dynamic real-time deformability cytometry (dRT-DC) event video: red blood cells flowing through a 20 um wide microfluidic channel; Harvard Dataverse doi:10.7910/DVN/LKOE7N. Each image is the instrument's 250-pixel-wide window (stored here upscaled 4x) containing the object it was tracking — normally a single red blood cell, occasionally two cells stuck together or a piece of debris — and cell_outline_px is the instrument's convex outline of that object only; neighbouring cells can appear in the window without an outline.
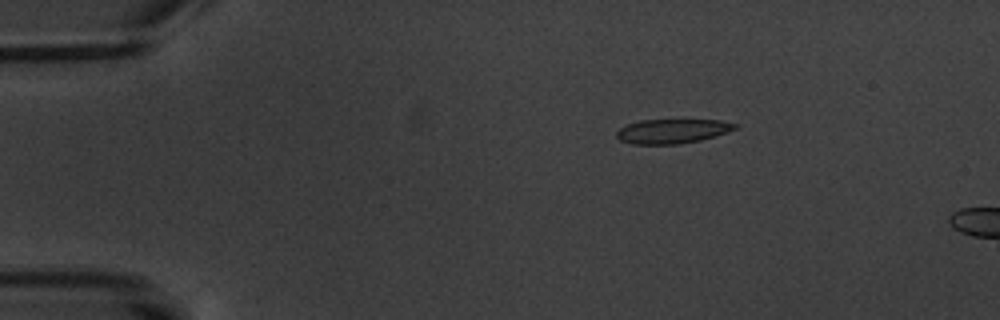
{"species": "common noctule bat (a hibernating species)", "species_latin": "Nyctalus noctula", "temperature_condition": "warm", "stored_images_in_passage": 5, "camera_frame_rate_fps": 3000, "um_per_image_px": 0.085, "animal": {"sex": "male", "body_mass_g": 20.1, "forearm_length_mm": 53.5}, "frame": {"image": 1, "passage_image": 3, "time_ms": 2.667, "image_size_px": [1000, 320], "cell_outline_px": [[736, 128], [728, 132], [700, 140], [676, 144], [632, 144], [620, 140], [616, 136], [616, 132], [620, 128], [628, 124], [640, 120], [720, 120], [736, 124]], "centroid_in_image_um": [57.12, 11.15], "position_along_channel_um": 27.9, "area_um2": 16.65}}